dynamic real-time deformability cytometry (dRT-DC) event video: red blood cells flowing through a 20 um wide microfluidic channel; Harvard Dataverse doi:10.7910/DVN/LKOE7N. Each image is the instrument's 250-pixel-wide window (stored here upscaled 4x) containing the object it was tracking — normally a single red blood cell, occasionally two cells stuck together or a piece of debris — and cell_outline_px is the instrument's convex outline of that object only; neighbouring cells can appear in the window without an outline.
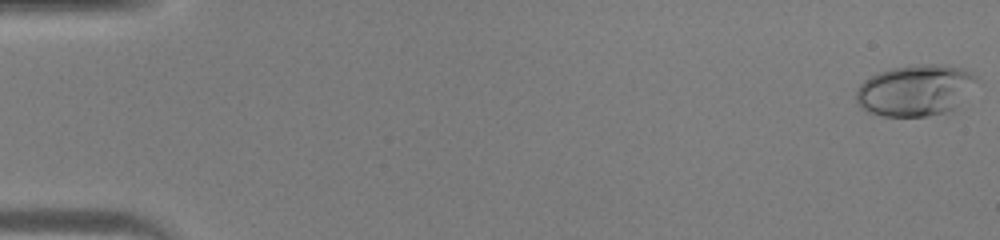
{"species": "human", "species_latin": "Homo sapiens", "temperature_condition": "warm", "stored_images_in_passage": 13, "camera_frame_rate_fps": 3000, "um_per_image_px": 0.085, "donor": {"sex": "male"}, "frame": {"image": 1, "passage_image": 1, "time_ms": 0.0, "image_size_px": [1000, 240], "cell_outline_px": [[976, 80], [956, 108], [952, 112], [928, 116], [884, 116], [868, 112], [860, 108], [856, 100], [856, 92], [860, 84], [864, 80], [880, 72], [892, 68], [920, 64], [944, 64], [964, 68], [972, 72], [976, 76]], "centroid_in_image_um": [77.79, 7.68], "position_along_channel_um": 7.2, "area_um2": 36.01}}